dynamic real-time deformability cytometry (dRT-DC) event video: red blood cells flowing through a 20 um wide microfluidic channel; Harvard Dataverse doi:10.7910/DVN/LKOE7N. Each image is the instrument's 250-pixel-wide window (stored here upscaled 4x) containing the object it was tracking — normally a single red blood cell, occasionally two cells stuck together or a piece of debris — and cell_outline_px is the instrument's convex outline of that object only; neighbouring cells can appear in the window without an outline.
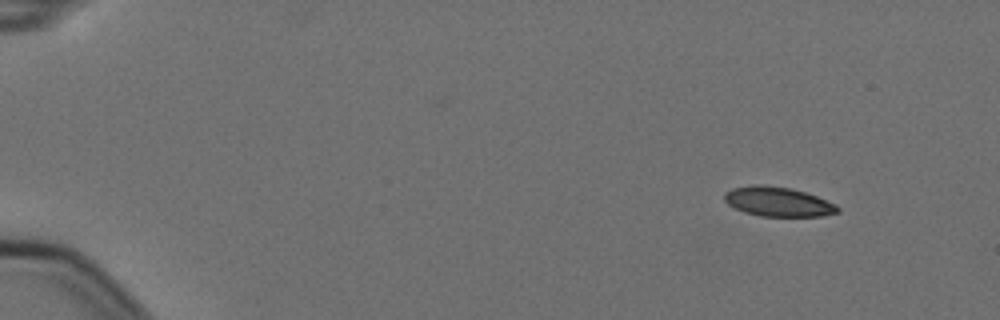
{"species": "Egyptian fruit bat (a non-hibernating species)", "species_latin": "Rousettus aegyptiacus", "temperature_condition": "cold", "stored_images_in_passage": 4, "camera_frame_rate_fps": 3000, "um_per_image_px": 0.085, "animal": {"sex": "female"}, "frame": {"image": 1, "passage_image": 1, "time_ms": 0.0, "image_size_px": [1000, 320], "cell_outline_px": [[840, 212], [820, 216], [760, 216], [744, 212], [728, 204], [724, 200], [724, 192], [732, 188], [752, 184], [764, 184], [792, 188], [816, 196], [836, 204], [840, 208]], "centroid_in_image_um": [66.11, 17.13], "position_along_channel_um": 18.9, "area_um2": 19.59}}
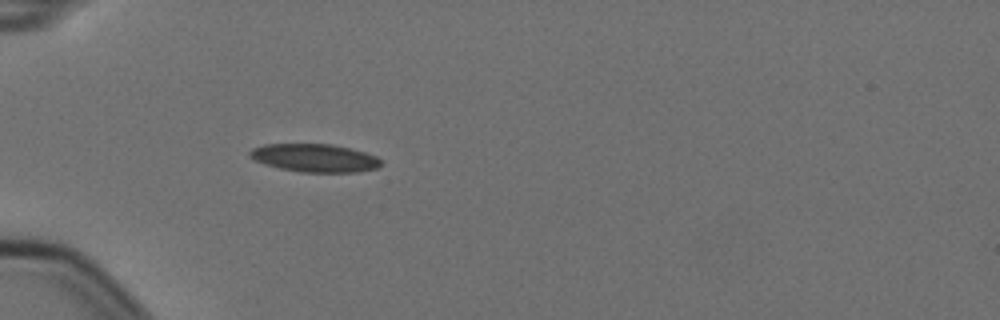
{"frame": {"image": 2, "passage_image": 4, "time_ms": 1.0, "image_size_px": [1000, 320], "cell_outline_px": [[380, 164], [376, 168], [356, 172], [300, 172], [280, 168], [264, 164], [248, 156], [248, 152], [252, 148], [264, 144], [332, 144], [364, 152], [376, 156], [380, 160]], "centroid_in_image_um": [26.7, 13.42], "position_along_channel_um": 58.3, "area_um2": 21.33}}